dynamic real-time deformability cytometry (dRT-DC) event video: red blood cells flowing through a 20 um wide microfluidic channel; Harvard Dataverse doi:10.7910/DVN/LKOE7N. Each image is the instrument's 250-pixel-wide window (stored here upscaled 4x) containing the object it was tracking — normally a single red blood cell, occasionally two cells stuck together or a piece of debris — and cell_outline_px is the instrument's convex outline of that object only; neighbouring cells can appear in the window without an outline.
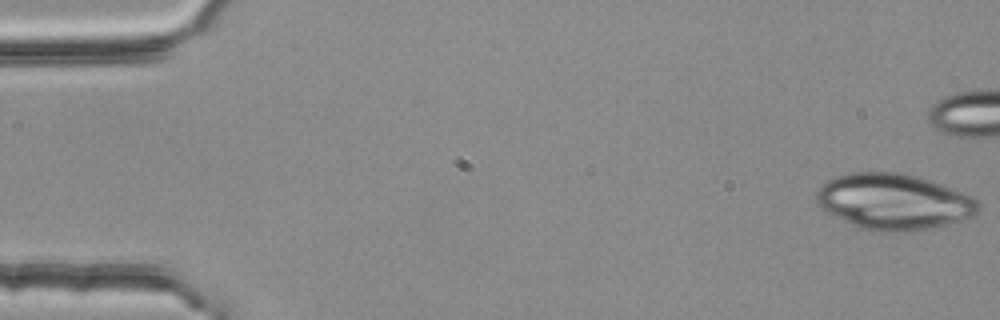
{"species": "common noctule bat (a hibernating species)", "species_latin": "Nyctalus noctula", "temperature_condition": "room temperature", "stored_images_in_passage": 43, "camera_frame_rate_fps": 3000, "um_per_image_px": 0.085, "animal": {"sex": "female", "body_mass_g": 25.1}, "frame": {"image": 1, "passage_image": 1, "time_ms": 0.0, "image_size_px": [1000, 320], "cell_outline_px": [[980, 208], [976, 216], [928, 228], [904, 232], [872, 232], [856, 228], [820, 208], [816, 200], [816, 192], [832, 176], [852, 172], [900, 172], [920, 176], [932, 180], [964, 192], [972, 196], [980, 204]], "centroid_in_image_um": [75.96, 17.14], "position_along_channel_um": 9.0, "area_um2": 53.41}}
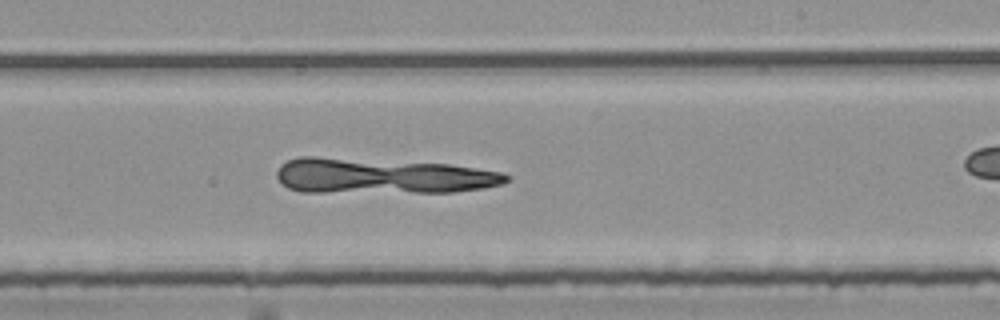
{"frame": {"image": 2, "passage_image": 32, "time_ms": 10.333, "image_size_px": [1000, 320], "cell_outline_px": [[512, 176], [504, 184], [484, 188], [452, 192], [300, 192], [288, 188], [280, 184], [276, 176], [276, 172], [280, 164], [288, 160], [300, 156], [316, 156], [452, 164], [500, 172]], "centroid_in_image_um": [32.45, 14.96], "position_along_channel_um": 256.6, "area_um2": 47.97}}
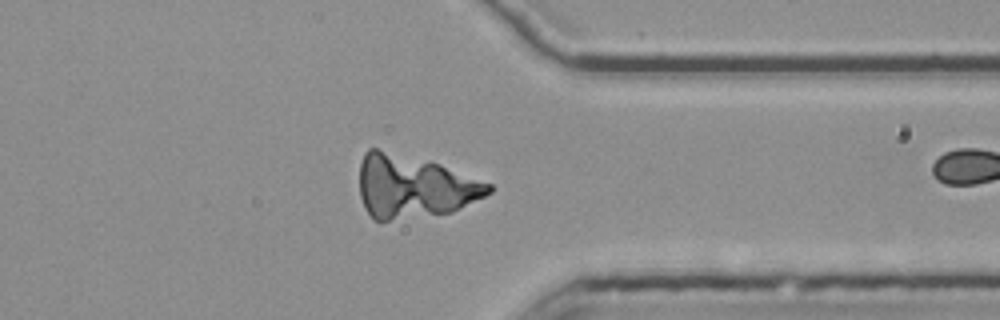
{"frame": {"image": 3, "passage_image": 42, "time_ms": 13.667, "image_size_px": [1000, 320], "cell_outline_px": [[492, 192], [452, 212], [388, 220], [376, 220], [364, 208], [360, 196], [360, 164], [364, 152], [368, 148], [376, 148], [440, 164], [492, 184]], "centroid_in_image_um": [35.16, 15.85], "position_along_channel_um": 376.2, "area_um2": 46.76}}